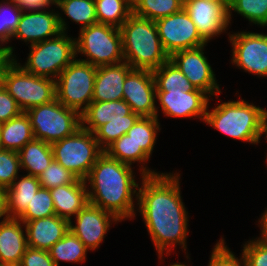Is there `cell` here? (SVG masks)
I'll return each mask as SVG.
<instances>
[{
  "label": "cell",
  "instance_id": "obj_1",
  "mask_svg": "<svg viewBox=\"0 0 267 266\" xmlns=\"http://www.w3.org/2000/svg\"><path fill=\"white\" fill-rule=\"evenodd\" d=\"M138 186L137 211L143 217L158 258L171 254L176 245L186 251L188 211L182 202L179 173L142 176Z\"/></svg>",
  "mask_w": 267,
  "mask_h": 266
},
{
  "label": "cell",
  "instance_id": "obj_2",
  "mask_svg": "<svg viewBox=\"0 0 267 266\" xmlns=\"http://www.w3.org/2000/svg\"><path fill=\"white\" fill-rule=\"evenodd\" d=\"M133 173L131 165L104 152L85 179L89 203L110 212L120 221L134 219L137 210L133 197L138 196L139 183H136Z\"/></svg>",
  "mask_w": 267,
  "mask_h": 266
},
{
  "label": "cell",
  "instance_id": "obj_3",
  "mask_svg": "<svg viewBox=\"0 0 267 266\" xmlns=\"http://www.w3.org/2000/svg\"><path fill=\"white\" fill-rule=\"evenodd\" d=\"M123 55L133 69L153 71L169 60L155 21L132 13L120 27Z\"/></svg>",
  "mask_w": 267,
  "mask_h": 266
},
{
  "label": "cell",
  "instance_id": "obj_4",
  "mask_svg": "<svg viewBox=\"0 0 267 266\" xmlns=\"http://www.w3.org/2000/svg\"><path fill=\"white\" fill-rule=\"evenodd\" d=\"M206 111L204 122L227 136L251 144H258L262 136L267 109L247 101L237 100L218 104Z\"/></svg>",
  "mask_w": 267,
  "mask_h": 266
},
{
  "label": "cell",
  "instance_id": "obj_5",
  "mask_svg": "<svg viewBox=\"0 0 267 266\" xmlns=\"http://www.w3.org/2000/svg\"><path fill=\"white\" fill-rule=\"evenodd\" d=\"M5 59L0 65V83L23 112L56 99V80L26 72L21 63Z\"/></svg>",
  "mask_w": 267,
  "mask_h": 266
},
{
  "label": "cell",
  "instance_id": "obj_6",
  "mask_svg": "<svg viewBox=\"0 0 267 266\" xmlns=\"http://www.w3.org/2000/svg\"><path fill=\"white\" fill-rule=\"evenodd\" d=\"M75 48L76 57L84 55L87 58L81 61L95 67L124 61L120 28L111 25L97 23L80 29Z\"/></svg>",
  "mask_w": 267,
  "mask_h": 266
},
{
  "label": "cell",
  "instance_id": "obj_7",
  "mask_svg": "<svg viewBox=\"0 0 267 266\" xmlns=\"http://www.w3.org/2000/svg\"><path fill=\"white\" fill-rule=\"evenodd\" d=\"M75 39L61 32L58 36L30 45L25 65L26 72L56 80L60 73L76 58Z\"/></svg>",
  "mask_w": 267,
  "mask_h": 266
},
{
  "label": "cell",
  "instance_id": "obj_8",
  "mask_svg": "<svg viewBox=\"0 0 267 266\" xmlns=\"http://www.w3.org/2000/svg\"><path fill=\"white\" fill-rule=\"evenodd\" d=\"M34 139L52 144L73 135L81 127V115L57 99L26 111Z\"/></svg>",
  "mask_w": 267,
  "mask_h": 266
},
{
  "label": "cell",
  "instance_id": "obj_9",
  "mask_svg": "<svg viewBox=\"0 0 267 266\" xmlns=\"http://www.w3.org/2000/svg\"><path fill=\"white\" fill-rule=\"evenodd\" d=\"M54 160L85 180L97 159L104 153L94 133L80 127L73 135L51 144Z\"/></svg>",
  "mask_w": 267,
  "mask_h": 266
},
{
  "label": "cell",
  "instance_id": "obj_10",
  "mask_svg": "<svg viewBox=\"0 0 267 266\" xmlns=\"http://www.w3.org/2000/svg\"><path fill=\"white\" fill-rule=\"evenodd\" d=\"M97 67L74 59L56 79V99L80 115L92 102Z\"/></svg>",
  "mask_w": 267,
  "mask_h": 266
},
{
  "label": "cell",
  "instance_id": "obj_11",
  "mask_svg": "<svg viewBox=\"0 0 267 266\" xmlns=\"http://www.w3.org/2000/svg\"><path fill=\"white\" fill-rule=\"evenodd\" d=\"M155 24L163 49L169 57L180 50L207 45L184 8L155 21Z\"/></svg>",
  "mask_w": 267,
  "mask_h": 266
},
{
  "label": "cell",
  "instance_id": "obj_12",
  "mask_svg": "<svg viewBox=\"0 0 267 266\" xmlns=\"http://www.w3.org/2000/svg\"><path fill=\"white\" fill-rule=\"evenodd\" d=\"M232 43V62L238 68L267 77V35L255 32H229Z\"/></svg>",
  "mask_w": 267,
  "mask_h": 266
},
{
  "label": "cell",
  "instance_id": "obj_13",
  "mask_svg": "<svg viewBox=\"0 0 267 266\" xmlns=\"http://www.w3.org/2000/svg\"><path fill=\"white\" fill-rule=\"evenodd\" d=\"M28 11V12H27ZM46 8L23 10L18 27L12 38L24 40L30 45L45 41L58 36L61 32L68 29L65 18L60 13Z\"/></svg>",
  "mask_w": 267,
  "mask_h": 266
},
{
  "label": "cell",
  "instance_id": "obj_14",
  "mask_svg": "<svg viewBox=\"0 0 267 266\" xmlns=\"http://www.w3.org/2000/svg\"><path fill=\"white\" fill-rule=\"evenodd\" d=\"M156 85L152 71L131 69L123 84V100L140 117H157ZM156 102V103H155Z\"/></svg>",
  "mask_w": 267,
  "mask_h": 266
},
{
  "label": "cell",
  "instance_id": "obj_15",
  "mask_svg": "<svg viewBox=\"0 0 267 266\" xmlns=\"http://www.w3.org/2000/svg\"><path fill=\"white\" fill-rule=\"evenodd\" d=\"M205 46L174 52L169 59L188 78L194 88L218 98L221 91L214 71L204 55Z\"/></svg>",
  "mask_w": 267,
  "mask_h": 266
},
{
  "label": "cell",
  "instance_id": "obj_16",
  "mask_svg": "<svg viewBox=\"0 0 267 266\" xmlns=\"http://www.w3.org/2000/svg\"><path fill=\"white\" fill-rule=\"evenodd\" d=\"M76 225L70 220L69 230L77 236L91 251L97 249L103 242L112 222H121L108 211L87 203L76 214Z\"/></svg>",
  "mask_w": 267,
  "mask_h": 266
},
{
  "label": "cell",
  "instance_id": "obj_17",
  "mask_svg": "<svg viewBox=\"0 0 267 266\" xmlns=\"http://www.w3.org/2000/svg\"><path fill=\"white\" fill-rule=\"evenodd\" d=\"M209 95L200 89L156 92L163 114L171 118H198L204 123Z\"/></svg>",
  "mask_w": 267,
  "mask_h": 266
},
{
  "label": "cell",
  "instance_id": "obj_18",
  "mask_svg": "<svg viewBox=\"0 0 267 266\" xmlns=\"http://www.w3.org/2000/svg\"><path fill=\"white\" fill-rule=\"evenodd\" d=\"M184 9L208 43L229 26L228 12L220 5L205 0H184Z\"/></svg>",
  "mask_w": 267,
  "mask_h": 266
},
{
  "label": "cell",
  "instance_id": "obj_19",
  "mask_svg": "<svg viewBox=\"0 0 267 266\" xmlns=\"http://www.w3.org/2000/svg\"><path fill=\"white\" fill-rule=\"evenodd\" d=\"M22 222L28 247L46 251L66 235L70 225L69 220L57 215Z\"/></svg>",
  "mask_w": 267,
  "mask_h": 266
},
{
  "label": "cell",
  "instance_id": "obj_20",
  "mask_svg": "<svg viewBox=\"0 0 267 266\" xmlns=\"http://www.w3.org/2000/svg\"><path fill=\"white\" fill-rule=\"evenodd\" d=\"M132 67L126 62L97 67L92 101L123 99V84Z\"/></svg>",
  "mask_w": 267,
  "mask_h": 266
},
{
  "label": "cell",
  "instance_id": "obj_21",
  "mask_svg": "<svg viewBox=\"0 0 267 266\" xmlns=\"http://www.w3.org/2000/svg\"><path fill=\"white\" fill-rule=\"evenodd\" d=\"M22 226L24 223L18 218H10L4 222L0 220V264H20L28 248Z\"/></svg>",
  "mask_w": 267,
  "mask_h": 266
},
{
  "label": "cell",
  "instance_id": "obj_22",
  "mask_svg": "<svg viewBox=\"0 0 267 266\" xmlns=\"http://www.w3.org/2000/svg\"><path fill=\"white\" fill-rule=\"evenodd\" d=\"M86 182L78 179L75 183L50 189L55 214L71 220L89 202Z\"/></svg>",
  "mask_w": 267,
  "mask_h": 266
},
{
  "label": "cell",
  "instance_id": "obj_23",
  "mask_svg": "<svg viewBox=\"0 0 267 266\" xmlns=\"http://www.w3.org/2000/svg\"><path fill=\"white\" fill-rule=\"evenodd\" d=\"M131 113V107L123 99L106 102L92 101L81 114V127L94 133L110 120L126 119V115Z\"/></svg>",
  "mask_w": 267,
  "mask_h": 266
},
{
  "label": "cell",
  "instance_id": "obj_24",
  "mask_svg": "<svg viewBox=\"0 0 267 266\" xmlns=\"http://www.w3.org/2000/svg\"><path fill=\"white\" fill-rule=\"evenodd\" d=\"M33 139L31 122L26 112L0 124L2 149L18 152Z\"/></svg>",
  "mask_w": 267,
  "mask_h": 266
},
{
  "label": "cell",
  "instance_id": "obj_25",
  "mask_svg": "<svg viewBox=\"0 0 267 266\" xmlns=\"http://www.w3.org/2000/svg\"><path fill=\"white\" fill-rule=\"evenodd\" d=\"M40 187L38 177L23 175L21 179L18 176L13 184L5 189L11 218H19L25 212L33 195Z\"/></svg>",
  "mask_w": 267,
  "mask_h": 266
},
{
  "label": "cell",
  "instance_id": "obj_26",
  "mask_svg": "<svg viewBox=\"0 0 267 266\" xmlns=\"http://www.w3.org/2000/svg\"><path fill=\"white\" fill-rule=\"evenodd\" d=\"M20 166L27 175L39 177L54 160L52 146L39 139H33L18 151Z\"/></svg>",
  "mask_w": 267,
  "mask_h": 266
},
{
  "label": "cell",
  "instance_id": "obj_27",
  "mask_svg": "<svg viewBox=\"0 0 267 266\" xmlns=\"http://www.w3.org/2000/svg\"><path fill=\"white\" fill-rule=\"evenodd\" d=\"M104 152L111 158L116 159L122 163L132 166V163H140L141 176H153L161 173L155 172L148 167H144L150 156L143 150L137 149L136 144L133 142L128 134L122 135L120 138L110 144ZM142 163V165H141ZM148 168V169H147Z\"/></svg>",
  "mask_w": 267,
  "mask_h": 266
},
{
  "label": "cell",
  "instance_id": "obj_28",
  "mask_svg": "<svg viewBox=\"0 0 267 266\" xmlns=\"http://www.w3.org/2000/svg\"><path fill=\"white\" fill-rule=\"evenodd\" d=\"M88 250L84 243L69 230L48 252L55 266H59V261L70 263L84 262Z\"/></svg>",
  "mask_w": 267,
  "mask_h": 266
},
{
  "label": "cell",
  "instance_id": "obj_29",
  "mask_svg": "<svg viewBox=\"0 0 267 266\" xmlns=\"http://www.w3.org/2000/svg\"><path fill=\"white\" fill-rule=\"evenodd\" d=\"M98 23L120 28L133 13L132 0H94Z\"/></svg>",
  "mask_w": 267,
  "mask_h": 266
},
{
  "label": "cell",
  "instance_id": "obj_30",
  "mask_svg": "<svg viewBox=\"0 0 267 266\" xmlns=\"http://www.w3.org/2000/svg\"><path fill=\"white\" fill-rule=\"evenodd\" d=\"M156 92L193 90V85L180 69L169 59L158 69L152 71Z\"/></svg>",
  "mask_w": 267,
  "mask_h": 266
},
{
  "label": "cell",
  "instance_id": "obj_31",
  "mask_svg": "<svg viewBox=\"0 0 267 266\" xmlns=\"http://www.w3.org/2000/svg\"><path fill=\"white\" fill-rule=\"evenodd\" d=\"M133 13L157 21L181 11L184 0H132Z\"/></svg>",
  "mask_w": 267,
  "mask_h": 266
},
{
  "label": "cell",
  "instance_id": "obj_32",
  "mask_svg": "<svg viewBox=\"0 0 267 266\" xmlns=\"http://www.w3.org/2000/svg\"><path fill=\"white\" fill-rule=\"evenodd\" d=\"M160 130L157 117H140L128 130L127 134L136 144L137 149H143L151 157L157 139V132Z\"/></svg>",
  "mask_w": 267,
  "mask_h": 266
},
{
  "label": "cell",
  "instance_id": "obj_33",
  "mask_svg": "<svg viewBox=\"0 0 267 266\" xmlns=\"http://www.w3.org/2000/svg\"><path fill=\"white\" fill-rule=\"evenodd\" d=\"M54 5L60 8L68 19L80 23V29L98 23L94 0H55Z\"/></svg>",
  "mask_w": 267,
  "mask_h": 266
},
{
  "label": "cell",
  "instance_id": "obj_34",
  "mask_svg": "<svg viewBox=\"0 0 267 266\" xmlns=\"http://www.w3.org/2000/svg\"><path fill=\"white\" fill-rule=\"evenodd\" d=\"M139 118L138 114L132 112L130 115H126V119L110 120L108 123L100 126L94 132L99 146L105 150L115 140L127 134L128 130Z\"/></svg>",
  "mask_w": 267,
  "mask_h": 266
},
{
  "label": "cell",
  "instance_id": "obj_35",
  "mask_svg": "<svg viewBox=\"0 0 267 266\" xmlns=\"http://www.w3.org/2000/svg\"><path fill=\"white\" fill-rule=\"evenodd\" d=\"M232 11L237 12L250 23L257 26H267V0H232L228 11V21H230Z\"/></svg>",
  "mask_w": 267,
  "mask_h": 266
},
{
  "label": "cell",
  "instance_id": "obj_36",
  "mask_svg": "<svg viewBox=\"0 0 267 266\" xmlns=\"http://www.w3.org/2000/svg\"><path fill=\"white\" fill-rule=\"evenodd\" d=\"M6 1V2H5ZM10 12V13H8ZM23 9L13 0H3L0 2V44H7L15 30L21 17ZM5 43V44H4Z\"/></svg>",
  "mask_w": 267,
  "mask_h": 266
},
{
  "label": "cell",
  "instance_id": "obj_37",
  "mask_svg": "<svg viewBox=\"0 0 267 266\" xmlns=\"http://www.w3.org/2000/svg\"><path fill=\"white\" fill-rule=\"evenodd\" d=\"M56 215L50 190L44 187L33 195L25 212L18 218L21 221H31Z\"/></svg>",
  "mask_w": 267,
  "mask_h": 266
},
{
  "label": "cell",
  "instance_id": "obj_38",
  "mask_svg": "<svg viewBox=\"0 0 267 266\" xmlns=\"http://www.w3.org/2000/svg\"><path fill=\"white\" fill-rule=\"evenodd\" d=\"M41 187L53 189L60 185L75 183L78 178L71 171L65 169L57 161L51 164L38 177Z\"/></svg>",
  "mask_w": 267,
  "mask_h": 266
},
{
  "label": "cell",
  "instance_id": "obj_39",
  "mask_svg": "<svg viewBox=\"0 0 267 266\" xmlns=\"http://www.w3.org/2000/svg\"><path fill=\"white\" fill-rule=\"evenodd\" d=\"M21 168L18 152L0 149V189L10 187Z\"/></svg>",
  "mask_w": 267,
  "mask_h": 266
},
{
  "label": "cell",
  "instance_id": "obj_40",
  "mask_svg": "<svg viewBox=\"0 0 267 266\" xmlns=\"http://www.w3.org/2000/svg\"><path fill=\"white\" fill-rule=\"evenodd\" d=\"M242 256L246 266H267V240L257 237L243 246Z\"/></svg>",
  "mask_w": 267,
  "mask_h": 266
},
{
  "label": "cell",
  "instance_id": "obj_41",
  "mask_svg": "<svg viewBox=\"0 0 267 266\" xmlns=\"http://www.w3.org/2000/svg\"><path fill=\"white\" fill-rule=\"evenodd\" d=\"M220 239L212 250L208 266H246L243 256L238 259Z\"/></svg>",
  "mask_w": 267,
  "mask_h": 266
},
{
  "label": "cell",
  "instance_id": "obj_42",
  "mask_svg": "<svg viewBox=\"0 0 267 266\" xmlns=\"http://www.w3.org/2000/svg\"><path fill=\"white\" fill-rule=\"evenodd\" d=\"M22 112L23 111L17 104L16 100L0 83V124L7 122L11 118L17 117Z\"/></svg>",
  "mask_w": 267,
  "mask_h": 266
},
{
  "label": "cell",
  "instance_id": "obj_43",
  "mask_svg": "<svg viewBox=\"0 0 267 266\" xmlns=\"http://www.w3.org/2000/svg\"><path fill=\"white\" fill-rule=\"evenodd\" d=\"M18 266H55V264L48 251L28 247Z\"/></svg>",
  "mask_w": 267,
  "mask_h": 266
},
{
  "label": "cell",
  "instance_id": "obj_44",
  "mask_svg": "<svg viewBox=\"0 0 267 266\" xmlns=\"http://www.w3.org/2000/svg\"><path fill=\"white\" fill-rule=\"evenodd\" d=\"M23 10H34L42 8H50V5H54L55 0H13Z\"/></svg>",
  "mask_w": 267,
  "mask_h": 266
},
{
  "label": "cell",
  "instance_id": "obj_45",
  "mask_svg": "<svg viewBox=\"0 0 267 266\" xmlns=\"http://www.w3.org/2000/svg\"><path fill=\"white\" fill-rule=\"evenodd\" d=\"M10 218L5 190L0 189V219L4 222Z\"/></svg>",
  "mask_w": 267,
  "mask_h": 266
},
{
  "label": "cell",
  "instance_id": "obj_46",
  "mask_svg": "<svg viewBox=\"0 0 267 266\" xmlns=\"http://www.w3.org/2000/svg\"><path fill=\"white\" fill-rule=\"evenodd\" d=\"M258 224L260 225L261 229L260 238L267 240V208L259 219Z\"/></svg>",
  "mask_w": 267,
  "mask_h": 266
},
{
  "label": "cell",
  "instance_id": "obj_47",
  "mask_svg": "<svg viewBox=\"0 0 267 266\" xmlns=\"http://www.w3.org/2000/svg\"><path fill=\"white\" fill-rule=\"evenodd\" d=\"M13 47L12 46H4L0 44V55L4 58V59H14L15 55L13 54Z\"/></svg>",
  "mask_w": 267,
  "mask_h": 266
},
{
  "label": "cell",
  "instance_id": "obj_48",
  "mask_svg": "<svg viewBox=\"0 0 267 266\" xmlns=\"http://www.w3.org/2000/svg\"><path fill=\"white\" fill-rule=\"evenodd\" d=\"M205 1H209V2H213L215 4H218V5L222 6L228 12L230 9L232 0H205Z\"/></svg>",
  "mask_w": 267,
  "mask_h": 266
},
{
  "label": "cell",
  "instance_id": "obj_49",
  "mask_svg": "<svg viewBox=\"0 0 267 266\" xmlns=\"http://www.w3.org/2000/svg\"><path fill=\"white\" fill-rule=\"evenodd\" d=\"M263 134H265L264 136H266L265 138V140L267 141V116H266V118H265V120H264V124H263V130H262V135Z\"/></svg>",
  "mask_w": 267,
  "mask_h": 266
},
{
  "label": "cell",
  "instance_id": "obj_50",
  "mask_svg": "<svg viewBox=\"0 0 267 266\" xmlns=\"http://www.w3.org/2000/svg\"><path fill=\"white\" fill-rule=\"evenodd\" d=\"M169 266H188V264H184V263H174V264H170Z\"/></svg>",
  "mask_w": 267,
  "mask_h": 266
},
{
  "label": "cell",
  "instance_id": "obj_51",
  "mask_svg": "<svg viewBox=\"0 0 267 266\" xmlns=\"http://www.w3.org/2000/svg\"><path fill=\"white\" fill-rule=\"evenodd\" d=\"M5 59L0 55V65Z\"/></svg>",
  "mask_w": 267,
  "mask_h": 266
},
{
  "label": "cell",
  "instance_id": "obj_52",
  "mask_svg": "<svg viewBox=\"0 0 267 266\" xmlns=\"http://www.w3.org/2000/svg\"><path fill=\"white\" fill-rule=\"evenodd\" d=\"M0 266H18V265L0 264Z\"/></svg>",
  "mask_w": 267,
  "mask_h": 266
}]
</instances>
